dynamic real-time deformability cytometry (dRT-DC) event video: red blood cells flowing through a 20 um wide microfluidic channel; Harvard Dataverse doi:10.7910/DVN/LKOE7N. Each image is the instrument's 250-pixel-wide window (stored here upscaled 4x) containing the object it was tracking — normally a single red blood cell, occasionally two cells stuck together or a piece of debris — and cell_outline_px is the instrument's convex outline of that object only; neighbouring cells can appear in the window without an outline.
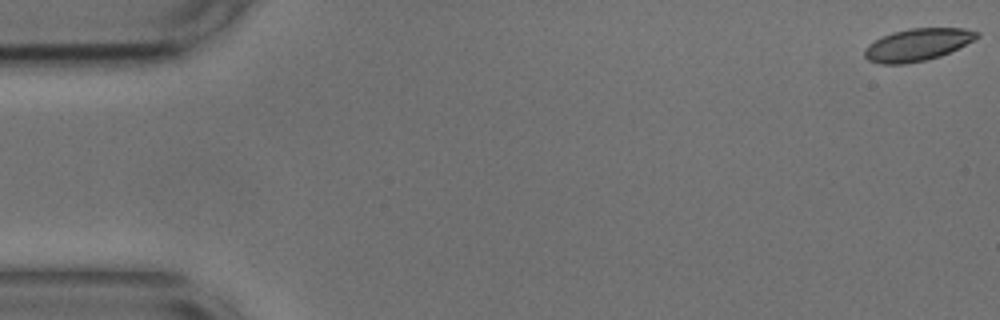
{"species": "common noctule bat (a hibernating species)", "species_latin": "Nyctalus noctula", "temperature_condition": "cold", "stored_images_in_passage": 54, "camera_frame_rate_fps": 3000, "um_per_image_px": 0.085, "animal": {"sex": "male", "body_mass_g": 17.9, "forearm_length_mm": 54.2}, "frame": {"image": 1, "passage_image": 1, "time_ms": 0.0, "image_size_px": [1000, 320], "cell_outline_px": [[980, 36], [940, 56], [924, 60], [904, 64], [880, 64], [868, 60], [864, 56], [864, 48], [868, 44], [892, 32], [912, 28], [964, 28], [980, 32]], "centroid_in_image_um": [77.95, 3.8], "position_along_channel_um": 7.1, "area_um2": 20.87}}
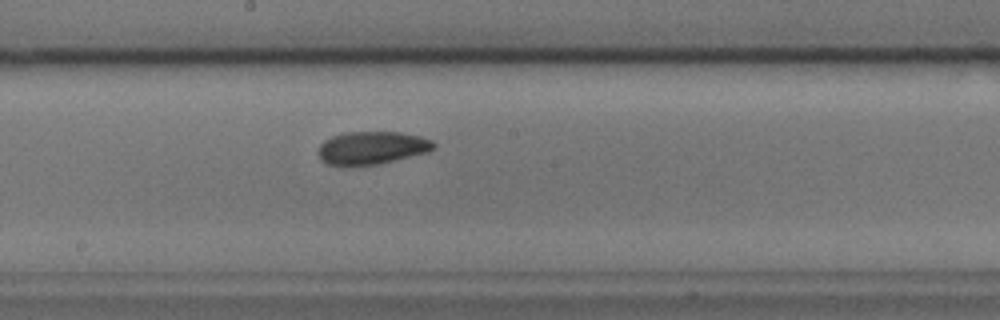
{"frame": {"image": 2, "passage_image": 29, "time_ms": 9.333, "image_size_px": [1000, 320], "cell_outline_px": [[436, 148], [428, 152], [380, 164], [324, 164], [320, 160], [316, 152], [320, 144], [324, 140], [332, 136], [344, 132], [400, 132], [420, 136], [432, 140], [436, 144]], "centroid_in_image_um": [31.61, 12.55], "position_along_channel_um": 216.6, "area_um2": 22.2}}
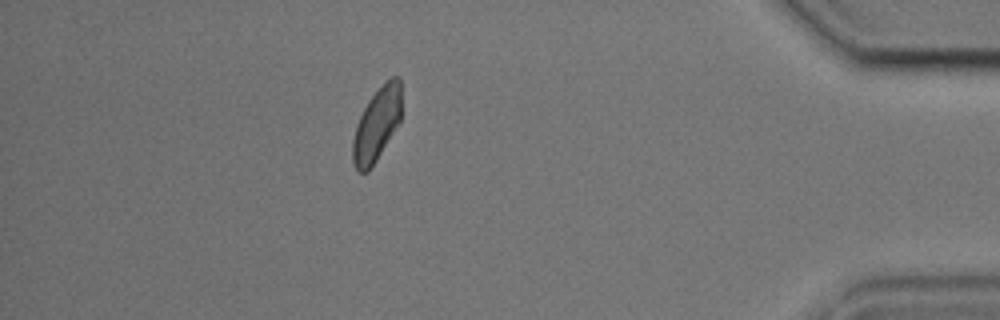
{"frame": {"image": 3, "passage_image": 48, "time_ms": 15.667, "image_size_px": [1000, 320], "cell_outline_px": [[400, 120], [376, 160], [368, 172], [356, 172], [352, 164], [352, 140], [356, 124], [368, 100], [392, 76], [400, 76]], "centroid_in_image_um": [31.98, 10.62], "position_along_channel_um": 403.2, "area_um2": 20.46}, "authors_computed_cell_mechanics": {"area_um2": 21.675, "velocity_mm_per_s": 3.6761, "shape_relaxation_time_tau1_ms": 8.7173, "shape_relaxation_time_tau2_ms": 4.8865, "deformation_change_tau1": 0.1786, "deformation_change_tau2": 0.0789}}